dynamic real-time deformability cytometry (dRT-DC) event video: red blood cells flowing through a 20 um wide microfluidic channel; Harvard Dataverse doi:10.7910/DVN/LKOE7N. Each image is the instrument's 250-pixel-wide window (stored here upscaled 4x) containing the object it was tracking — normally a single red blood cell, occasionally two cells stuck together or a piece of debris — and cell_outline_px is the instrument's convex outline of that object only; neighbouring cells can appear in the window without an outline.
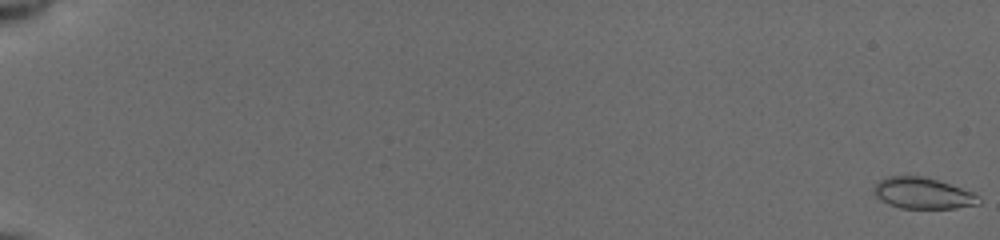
{"species": "common noctule bat (a hibernating species)", "species_latin": "Nyctalus noctula", "temperature_condition": "cold", "stored_images_in_passage": 55, "camera_frame_rate_fps": 3000, "um_per_image_px": 0.085, "animal": {"sex": "female", "body_mass_g": 19.5, "forearm_length_mm": 54.1}, "frame": {"image": 1, "passage_image": 1, "time_ms": 0.0, "image_size_px": [1000, 240], "cell_outline_px": [[980, 204], [956, 208], [900, 208], [888, 204], [880, 200], [872, 192], [872, 188], [880, 180], [888, 176], [924, 176], [972, 192], [980, 196]], "centroid_in_image_um": [78.41, 16.43], "position_along_channel_um": 6.6, "area_um2": 19.02}}
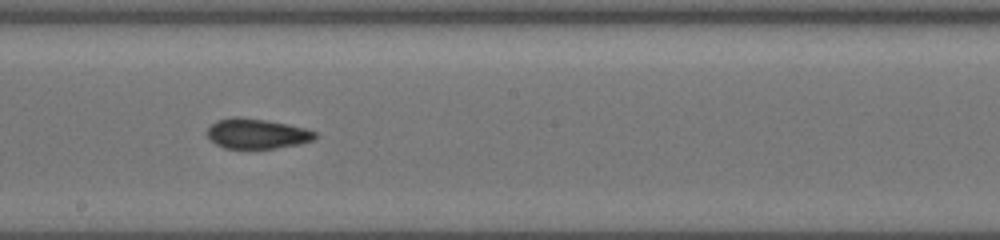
{"frame": {"image": 2, "passage_image": 34, "time_ms": 11.0, "image_size_px": [1000, 240], "cell_outline_px": [[316, 140], [300, 144], [276, 148], [224, 148], [208, 140], [204, 132], [216, 120], [232, 116], [236, 116], [264, 120], [288, 124], [304, 128], [316, 132]], "centroid_in_image_um": [21.79, 11.36], "position_along_channel_um": 226.4, "area_um2": 19.13}}
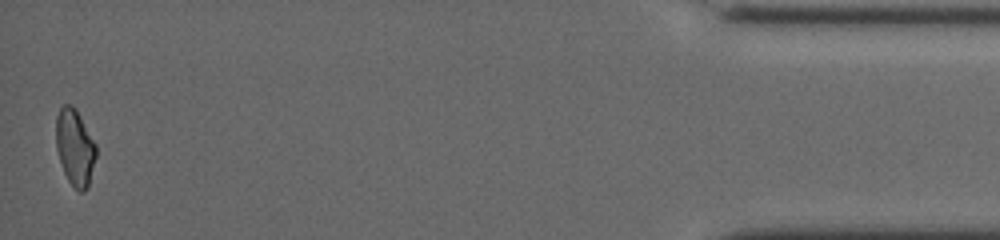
{"frame": {"image": 3, "passage_image": 55, "time_ms": 18.0, "image_size_px": [1000, 240], "cell_outline_px": [[96, 156], [88, 188], [84, 192], [80, 192], [68, 180], [64, 172], [56, 148], [56, 116], [60, 108], [64, 104], [72, 104], [76, 108], [96, 144]], "centroid_in_image_um": [6.37, 12.5], "position_along_channel_um": 428.8, "area_um2": 17.86}, "authors_computed_cell_mechanics": {"area_um2": 18.9006, "velocity_mm_per_s": 3.9437, "shape_relaxation_time_tau1_ms": 4.7321, "shape_relaxation_time_tau2_ms": 4.3793, "deformation_change_tau1": 0.1164, "deformation_change_tau2": 0.0893}}